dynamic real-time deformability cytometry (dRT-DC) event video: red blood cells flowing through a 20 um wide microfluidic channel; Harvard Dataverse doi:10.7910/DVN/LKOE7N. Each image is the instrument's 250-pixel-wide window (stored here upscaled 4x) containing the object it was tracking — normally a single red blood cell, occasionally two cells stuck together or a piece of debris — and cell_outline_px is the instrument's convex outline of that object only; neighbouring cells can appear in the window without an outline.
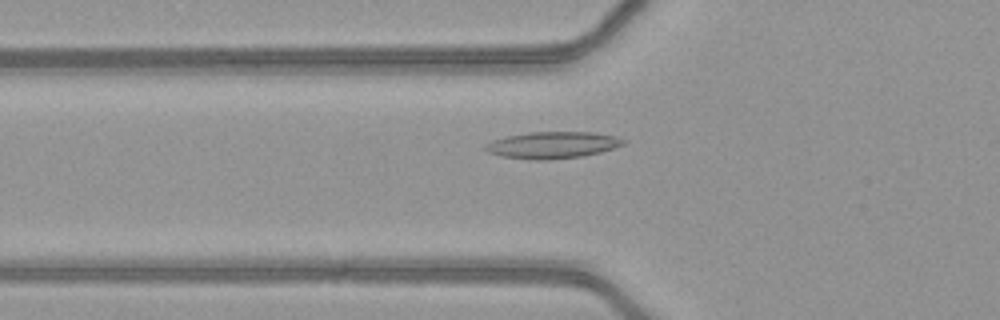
{"species": "common noctule bat (a hibernating species)", "species_latin": "Nyctalus noctula", "temperature_condition": "warm", "stored_images_in_passage": 50, "camera_frame_rate_fps": 3000, "um_per_image_px": 0.085, "animal": {"sex": "female", "body_mass_g": 21.9}, "frame": {"image": 1, "passage_image": 18, "time_ms": 5.667, "image_size_px": [1000, 320], "cell_outline_px": [[628, 140], [624, 144], [600, 152], [580, 156], [548, 160], [532, 160], [500, 156], [488, 152], [484, 148], [484, 144], [492, 140], [508, 136], [532, 132], [592, 132], [612, 136]], "centroid_in_image_um": [46.92, 12.33], "position_along_channel_um": 78.9, "area_um2": 21.33}}
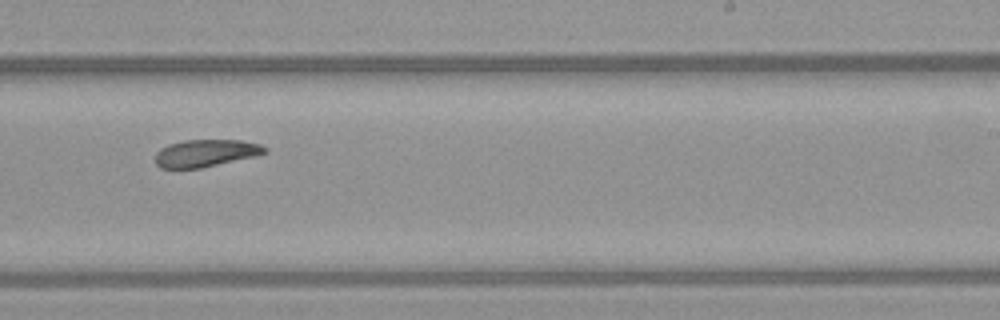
{"frame": {"image": 2, "passage_image": 32, "time_ms": 10.333, "image_size_px": [1000, 320], "cell_outline_px": [[268, 152], [256, 156], [200, 168], [160, 168], [156, 164], [156, 152], [160, 148], [168, 144], [184, 140], [240, 140], [260, 144], [268, 148]], "centroid_in_image_um": [17.49, 13.01], "position_along_channel_um": 271.5, "area_um2": 17.46}}
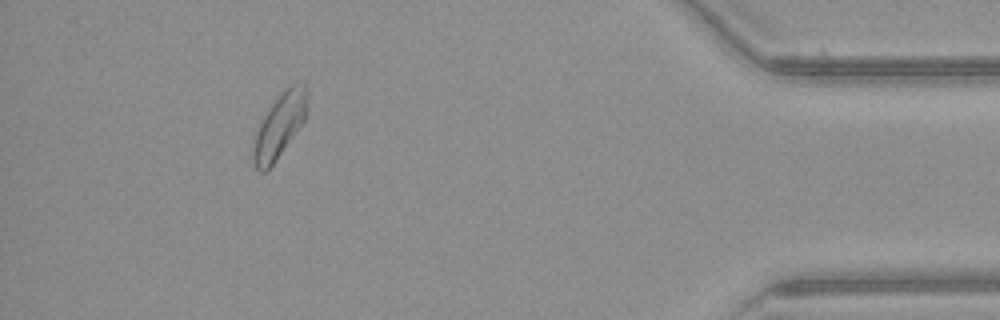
{"frame": {"image": 3, "passage_image": 46, "time_ms": 15.0, "image_size_px": [1000, 320], "cell_outline_px": [[308, 96], [304, 120], [276, 160], [264, 172], [260, 172], [256, 168], [252, 160], [252, 148], [256, 132], [264, 116], [272, 104], [284, 88], [300, 80], [304, 80], [308, 88]], "centroid_in_image_um": [23.78, 10.62], "position_along_channel_um": 411.4, "area_um2": 20.11}, "authors_computed_cell_mechanics": {"area_um2": 19.8254, "velocity_mm_per_s": 4.1034, "shape_relaxation_time_tau1_ms": null, "shape_relaxation_time_tau2_ms": 7.0181, "deformation_change_tau1": null, "deformation_change_tau2": 0.1538}}